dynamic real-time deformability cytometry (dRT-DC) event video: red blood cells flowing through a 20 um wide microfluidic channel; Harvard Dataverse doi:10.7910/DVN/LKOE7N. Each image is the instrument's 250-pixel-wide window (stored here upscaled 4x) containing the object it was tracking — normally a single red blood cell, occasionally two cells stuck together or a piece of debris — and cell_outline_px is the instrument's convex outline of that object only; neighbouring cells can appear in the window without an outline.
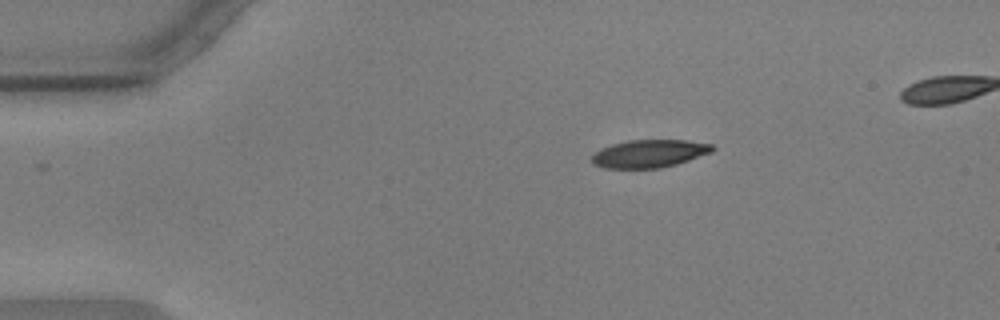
{"species": "common noctule bat (a hibernating species)", "species_latin": "Nyctalus noctula", "temperature_condition": "warm", "stored_images_in_passage": 45, "camera_frame_rate_fps": 3000, "um_per_image_px": 0.085, "animal": {"sex": "male", "body_mass_g": 17.9, "forearm_length_mm": 54.2}, "frame": {"image": 1, "passage_image": 1, "time_ms": 0.0, "image_size_px": [1000, 320], "cell_outline_px": [[716, 148], [712, 152], [676, 164], [660, 168], [604, 168], [592, 164], [592, 156], [600, 148], [612, 144], [628, 140], [688, 140], [712, 144]], "centroid_in_image_um": [55.19, 13.05], "position_along_channel_um": 29.8, "area_um2": 19.59}}
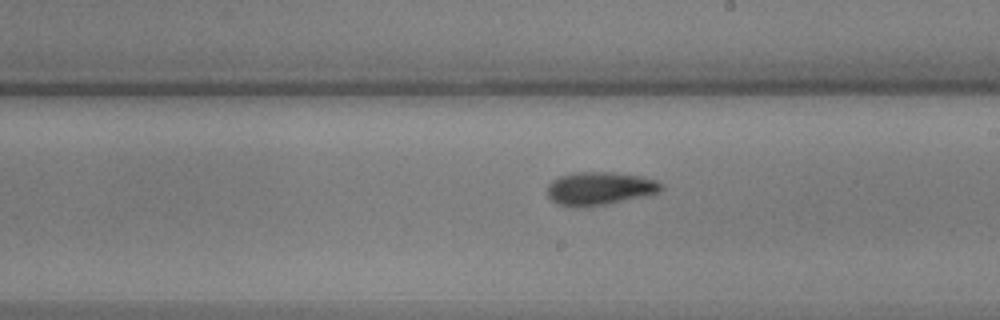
{"frame": {"image": 2, "passage_image": 23, "time_ms": 7.333, "image_size_px": [1000, 320], "cell_outline_px": [[664, 188], [660, 192], [588, 208], [576, 208], [556, 204], [548, 196], [548, 184], [552, 180], [560, 176], [572, 172], [612, 172], [640, 176], [656, 180], [664, 184]], "centroid_in_image_um": [50.95, 16.03], "position_along_channel_um": 238.0, "area_um2": 22.25}}
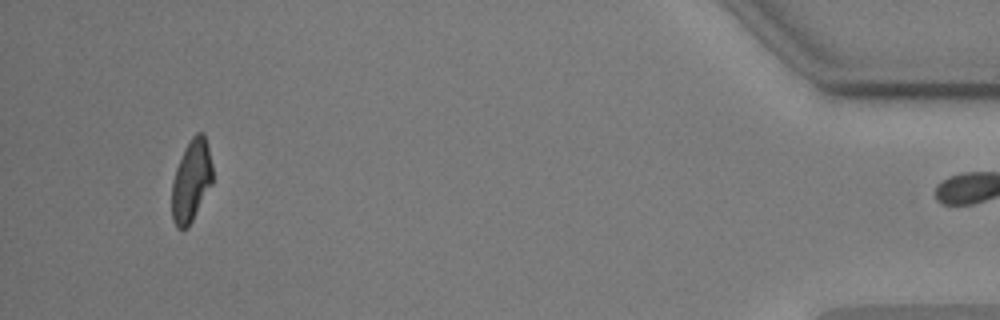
{"frame": {"image": 3, "passage_image": 44, "time_ms": 14.333, "image_size_px": [1000, 320], "cell_outline_px": [[212, 184], [188, 228], [176, 228], [172, 220], [172, 180], [176, 168], [184, 148], [192, 136], [196, 132], [204, 132], [212, 164]], "centroid_in_image_um": [16.25, 15.36], "position_along_channel_um": 419.0, "area_um2": 19.54}, "authors_computed_cell_mechanics": {"area_um2": 21.097, "velocity_mm_per_s": 3.5937, "shape_relaxation_time_tau1_ms": 4.0793, "shape_relaxation_time_tau2_ms": 3.689, "deformation_change_tau1": 0.1426, "deformation_change_tau2": 0.1084}}